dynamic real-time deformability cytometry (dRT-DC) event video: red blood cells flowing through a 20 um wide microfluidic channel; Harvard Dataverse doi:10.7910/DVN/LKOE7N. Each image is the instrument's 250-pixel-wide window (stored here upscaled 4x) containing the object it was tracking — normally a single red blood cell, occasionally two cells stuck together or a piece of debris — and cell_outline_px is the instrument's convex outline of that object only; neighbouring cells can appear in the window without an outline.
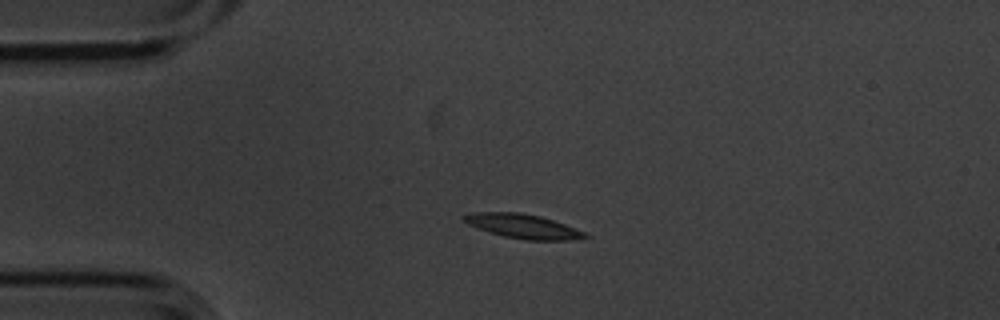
{"species": "common noctule bat (a hibernating species)", "species_latin": "Nyctalus noctula", "temperature_condition": "cold", "stored_images_in_passage": 5, "camera_frame_rate_fps": 3000, "um_per_image_px": 0.085, "animal": {"sex": "male", "body_mass_g": 20.1, "forearm_length_mm": 53.5}, "frame": {"image": 1, "passage_image": 3, "time_ms": 0.667, "image_size_px": [1000, 320], "cell_outline_px": [[592, 236], [576, 240], [524, 240], [504, 236], [468, 224], [460, 216], [472, 212], [520, 212], [540, 216], [564, 224], [584, 232]], "centroid_in_image_um": [44.48, 19.23], "position_along_channel_um": 40.5, "area_um2": 16.99}}
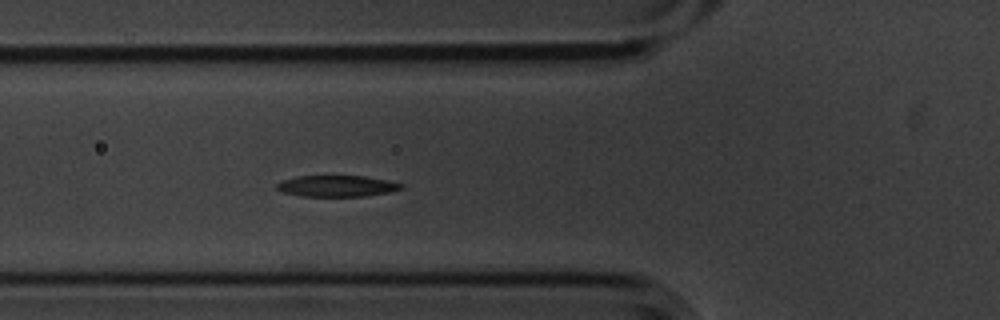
{"frame": {"image": 2, "passage_image": 5, "time_ms": 1.333, "image_size_px": [1000, 320], "cell_outline_px": [[404, 188], [388, 192], [364, 196], [300, 196], [280, 192], [276, 188], [276, 184], [284, 180], [296, 176], [364, 176], [388, 180], [404, 184]], "centroid_in_image_um": [28.62, 15.81], "position_along_channel_um": 97.2, "area_um2": 15.43}}